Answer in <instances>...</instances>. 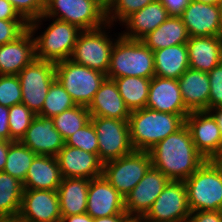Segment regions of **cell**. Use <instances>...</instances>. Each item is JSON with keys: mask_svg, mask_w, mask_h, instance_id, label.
<instances>
[{"mask_svg": "<svg viewBox=\"0 0 222 222\" xmlns=\"http://www.w3.org/2000/svg\"><path fill=\"white\" fill-rule=\"evenodd\" d=\"M149 153L152 167L174 181L186 180L206 161L195 148L185 124L152 147Z\"/></svg>", "mask_w": 222, "mask_h": 222, "instance_id": "cell-1", "label": "cell"}, {"mask_svg": "<svg viewBox=\"0 0 222 222\" xmlns=\"http://www.w3.org/2000/svg\"><path fill=\"white\" fill-rule=\"evenodd\" d=\"M130 142L136 151H149L161 140L175 133L184 124L179 114L142 108L131 111L128 119Z\"/></svg>", "mask_w": 222, "mask_h": 222, "instance_id": "cell-2", "label": "cell"}, {"mask_svg": "<svg viewBox=\"0 0 222 222\" xmlns=\"http://www.w3.org/2000/svg\"><path fill=\"white\" fill-rule=\"evenodd\" d=\"M45 18L68 22L82 31L107 24L106 10L95 0H45L43 15L28 24L33 35Z\"/></svg>", "mask_w": 222, "mask_h": 222, "instance_id": "cell-3", "label": "cell"}, {"mask_svg": "<svg viewBox=\"0 0 222 222\" xmlns=\"http://www.w3.org/2000/svg\"><path fill=\"white\" fill-rule=\"evenodd\" d=\"M118 36L114 40L107 78L136 76L152 79L155 76L153 51L141 40Z\"/></svg>", "mask_w": 222, "mask_h": 222, "instance_id": "cell-4", "label": "cell"}, {"mask_svg": "<svg viewBox=\"0 0 222 222\" xmlns=\"http://www.w3.org/2000/svg\"><path fill=\"white\" fill-rule=\"evenodd\" d=\"M184 183L191 212L222 211V174L211 160H206Z\"/></svg>", "mask_w": 222, "mask_h": 222, "instance_id": "cell-5", "label": "cell"}, {"mask_svg": "<svg viewBox=\"0 0 222 222\" xmlns=\"http://www.w3.org/2000/svg\"><path fill=\"white\" fill-rule=\"evenodd\" d=\"M56 79L76 105L88 107L107 75L70 59L55 63Z\"/></svg>", "mask_w": 222, "mask_h": 222, "instance_id": "cell-6", "label": "cell"}, {"mask_svg": "<svg viewBox=\"0 0 222 222\" xmlns=\"http://www.w3.org/2000/svg\"><path fill=\"white\" fill-rule=\"evenodd\" d=\"M110 26L111 24L107 23L97 29L81 31L69 59L76 64L107 75L111 52L115 44L112 41L114 39H110L104 29Z\"/></svg>", "mask_w": 222, "mask_h": 222, "instance_id": "cell-7", "label": "cell"}, {"mask_svg": "<svg viewBox=\"0 0 222 222\" xmlns=\"http://www.w3.org/2000/svg\"><path fill=\"white\" fill-rule=\"evenodd\" d=\"M81 31L75 25L53 18L44 33L34 37L36 58L53 63L69 59Z\"/></svg>", "mask_w": 222, "mask_h": 222, "instance_id": "cell-8", "label": "cell"}, {"mask_svg": "<svg viewBox=\"0 0 222 222\" xmlns=\"http://www.w3.org/2000/svg\"><path fill=\"white\" fill-rule=\"evenodd\" d=\"M152 166L149 151H136L103 163V176L124 197Z\"/></svg>", "mask_w": 222, "mask_h": 222, "instance_id": "cell-9", "label": "cell"}, {"mask_svg": "<svg viewBox=\"0 0 222 222\" xmlns=\"http://www.w3.org/2000/svg\"><path fill=\"white\" fill-rule=\"evenodd\" d=\"M18 77L21 103L37 115L42 110L50 85L56 79L55 63L35 58L18 73Z\"/></svg>", "mask_w": 222, "mask_h": 222, "instance_id": "cell-10", "label": "cell"}, {"mask_svg": "<svg viewBox=\"0 0 222 222\" xmlns=\"http://www.w3.org/2000/svg\"><path fill=\"white\" fill-rule=\"evenodd\" d=\"M98 139V156L105 163L134 151L130 142L128 120L91 117Z\"/></svg>", "mask_w": 222, "mask_h": 222, "instance_id": "cell-11", "label": "cell"}, {"mask_svg": "<svg viewBox=\"0 0 222 222\" xmlns=\"http://www.w3.org/2000/svg\"><path fill=\"white\" fill-rule=\"evenodd\" d=\"M190 212L184 181L170 180L139 222H187Z\"/></svg>", "mask_w": 222, "mask_h": 222, "instance_id": "cell-12", "label": "cell"}, {"mask_svg": "<svg viewBox=\"0 0 222 222\" xmlns=\"http://www.w3.org/2000/svg\"><path fill=\"white\" fill-rule=\"evenodd\" d=\"M170 179L152 166L125 198V211L139 222L149 211Z\"/></svg>", "mask_w": 222, "mask_h": 222, "instance_id": "cell-13", "label": "cell"}, {"mask_svg": "<svg viewBox=\"0 0 222 222\" xmlns=\"http://www.w3.org/2000/svg\"><path fill=\"white\" fill-rule=\"evenodd\" d=\"M195 148L211 160L222 150V135L213 115L209 111H192L185 118Z\"/></svg>", "mask_w": 222, "mask_h": 222, "instance_id": "cell-14", "label": "cell"}, {"mask_svg": "<svg viewBox=\"0 0 222 222\" xmlns=\"http://www.w3.org/2000/svg\"><path fill=\"white\" fill-rule=\"evenodd\" d=\"M18 217L25 222H61L57 191L24 189Z\"/></svg>", "mask_w": 222, "mask_h": 222, "instance_id": "cell-15", "label": "cell"}, {"mask_svg": "<svg viewBox=\"0 0 222 222\" xmlns=\"http://www.w3.org/2000/svg\"><path fill=\"white\" fill-rule=\"evenodd\" d=\"M179 16L190 37L222 36L219 5L191 0Z\"/></svg>", "mask_w": 222, "mask_h": 222, "instance_id": "cell-16", "label": "cell"}, {"mask_svg": "<svg viewBox=\"0 0 222 222\" xmlns=\"http://www.w3.org/2000/svg\"><path fill=\"white\" fill-rule=\"evenodd\" d=\"M62 178L93 179L102 176L103 162L97 154L65 145L56 155Z\"/></svg>", "mask_w": 222, "mask_h": 222, "instance_id": "cell-17", "label": "cell"}, {"mask_svg": "<svg viewBox=\"0 0 222 222\" xmlns=\"http://www.w3.org/2000/svg\"><path fill=\"white\" fill-rule=\"evenodd\" d=\"M125 211V198L102 175L90 180L87 210L92 218L121 214Z\"/></svg>", "mask_w": 222, "mask_h": 222, "instance_id": "cell-18", "label": "cell"}, {"mask_svg": "<svg viewBox=\"0 0 222 222\" xmlns=\"http://www.w3.org/2000/svg\"><path fill=\"white\" fill-rule=\"evenodd\" d=\"M37 155L56 157L65 141L52 118L36 115L20 141Z\"/></svg>", "mask_w": 222, "mask_h": 222, "instance_id": "cell-19", "label": "cell"}, {"mask_svg": "<svg viewBox=\"0 0 222 222\" xmlns=\"http://www.w3.org/2000/svg\"><path fill=\"white\" fill-rule=\"evenodd\" d=\"M146 108L164 113L179 114L184 119L190 113L185 107L178 81L158 76H154L150 81Z\"/></svg>", "mask_w": 222, "mask_h": 222, "instance_id": "cell-20", "label": "cell"}, {"mask_svg": "<svg viewBox=\"0 0 222 222\" xmlns=\"http://www.w3.org/2000/svg\"><path fill=\"white\" fill-rule=\"evenodd\" d=\"M35 58L34 36L28 28L16 40L0 46V75H18Z\"/></svg>", "mask_w": 222, "mask_h": 222, "instance_id": "cell-21", "label": "cell"}, {"mask_svg": "<svg viewBox=\"0 0 222 222\" xmlns=\"http://www.w3.org/2000/svg\"><path fill=\"white\" fill-rule=\"evenodd\" d=\"M170 17L169 12L160 0H154L141 10L128 16L122 23L126 25V32L120 35L126 39L141 40L148 33L154 31Z\"/></svg>", "mask_w": 222, "mask_h": 222, "instance_id": "cell-22", "label": "cell"}, {"mask_svg": "<svg viewBox=\"0 0 222 222\" xmlns=\"http://www.w3.org/2000/svg\"><path fill=\"white\" fill-rule=\"evenodd\" d=\"M91 117L128 120L131 114L114 80L106 78L87 107Z\"/></svg>", "mask_w": 222, "mask_h": 222, "instance_id": "cell-23", "label": "cell"}, {"mask_svg": "<svg viewBox=\"0 0 222 222\" xmlns=\"http://www.w3.org/2000/svg\"><path fill=\"white\" fill-rule=\"evenodd\" d=\"M185 107L190 111H208L210 83L208 72L188 68L177 80Z\"/></svg>", "mask_w": 222, "mask_h": 222, "instance_id": "cell-24", "label": "cell"}, {"mask_svg": "<svg viewBox=\"0 0 222 222\" xmlns=\"http://www.w3.org/2000/svg\"><path fill=\"white\" fill-rule=\"evenodd\" d=\"M189 68L209 72L222 62V36L190 37Z\"/></svg>", "mask_w": 222, "mask_h": 222, "instance_id": "cell-25", "label": "cell"}, {"mask_svg": "<svg viewBox=\"0 0 222 222\" xmlns=\"http://www.w3.org/2000/svg\"><path fill=\"white\" fill-rule=\"evenodd\" d=\"M62 179L56 157L37 155L27 171L23 187L57 191Z\"/></svg>", "mask_w": 222, "mask_h": 222, "instance_id": "cell-26", "label": "cell"}, {"mask_svg": "<svg viewBox=\"0 0 222 222\" xmlns=\"http://www.w3.org/2000/svg\"><path fill=\"white\" fill-rule=\"evenodd\" d=\"M89 183L85 178L62 179L57 189L61 216L86 213Z\"/></svg>", "mask_w": 222, "mask_h": 222, "instance_id": "cell-27", "label": "cell"}, {"mask_svg": "<svg viewBox=\"0 0 222 222\" xmlns=\"http://www.w3.org/2000/svg\"><path fill=\"white\" fill-rule=\"evenodd\" d=\"M155 76L178 80L189 68L186 44H178L153 51Z\"/></svg>", "mask_w": 222, "mask_h": 222, "instance_id": "cell-28", "label": "cell"}, {"mask_svg": "<svg viewBox=\"0 0 222 222\" xmlns=\"http://www.w3.org/2000/svg\"><path fill=\"white\" fill-rule=\"evenodd\" d=\"M190 36L180 16L170 15L154 31L148 33L141 41L152 51L169 46L186 44Z\"/></svg>", "mask_w": 222, "mask_h": 222, "instance_id": "cell-29", "label": "cell"}, {"mask_svg": "<svg viewBox=\"0 0 222 222\" xmlns=\"http://www.w3.org/2000/svg\"><path fill=\"white\" fill-rule=\"evenodd\" d=\"M130 111L146 107L151 79L126 76L113 79Z\"/></svg>", "mask_w": 222, "mask_h": 222, "instance_id": "cell-30", "label": "cell"}, {"mask_svg": "<svg viewBox=\"0 0 222 222\" xmlns=\"http://www.w3.org/2000/svg\"><path fill=\"white\" fill-rule=\"evenodd\" d=\"M23 183L8 173L0 172V218L19 215Z\"/></svg>", "mask_w": 222, "mask_h": 222, "instance_id": "cell-31", "label": "cell"}, {"mask_svg": "<svg viewBox=\"0 0 222 222\" xmlns=\"http://www.w3.org/2000/svg\"><path fill=\"white\" fill-rule=\"evenodd\" d=\"M36 156V153L20 141H9V149L3 171L23 183L27 171Z\"/></svg>", "mask_w": 222, "mask_h": 222, "instance_id": "cell-32", "label": "cell"}, {"mask_svg": "<svg viewBox=\"0 0 222 222\" xmlns=\"http://www.w3.org/2000/svg\"><path fill=\"white\" fill-rule=\"evenodd\" d=\"M55 129L61 134L65 141L78 129L84 127L91 119V115L86 106L76 105L63 111L53 118Z\"/></svg>", "mask_w": 222, "mask_h": 222, "instance_id": "cell-33", "label": "cell"}, {"mask_svg": "<svg viewBox=\"0 0 222 222\" xmlns=\"http://www.w3.org/2000/svg\"><path fill=\"white\" fill-rule=\"evenodd\" d=\"M76 106L69 93L61 83L55 79L50 85L42 110L37 114L46 118H53L65 110Z\"/></svg>", "mask_w": 222, "mask_h": 222, "instance_id": "cell-34", "label": "cell"}, {"mask_svg": "<svg viewBox=\"0 0 222 222\" xmlns=\"http://www.w3.org/2000/svg\"><path fill=\"white\" fill-rule=\"evenodd\" d=\"M35 116L23 103L11 106L8 118L10 141H21Z\"/></svg>", "mask_w": 222, "mask_h": 222, "instance_id": "cell-35", "label": "cell"}, {"mask_svg": "<svg viewBox=\"0 0 222 222\" xmlns=\"http://www.w3.org/2000/svg\"><path fill=\"white\" fill-rule=\"evenodd\" d=\"M152 1L154 0H113L106 10L107 23L111 25H114V21L122 23L128 16L141 10Z\"/></svg>", "mask_w": 222, "mask_h": 222, "instance_id": "cell-36", "label": "cell"}, {"mask_svg": "<svg viewBox=\"0 0 222 222\" xmlns=\"http://www.w3.org/2000/svg\"><path fill=\"white\" fill-rule=\"evenodd\" d=\"M65 145L98 155V139L91 120L65 140Z\"/></svg>", "mask_w": 222, "mask_h": 222, "instance_id": "cell-37", "label": "cell"}, {"mask_svg": "<svg viewBox=\"0 0 222 222\" xmlns=\"http://www.w3.org/2000/svg\"><path fill=\"white\" fill-rule=\"evenodd\" d=\"M22 101L18 75H0V105L10 108Z\"/></svg>", "mask_w": 222, "mask_h": 222, "instance_id": "cell-38", "label": "cell"}, {"mask_svg": "<svg viewBox=\"0 0 222 222\" xmlns=\"http://www.w3.org/2000/svg\"><path fill=\"white\" fill-rule=\"evenodd\" d=\"M18 14L29 24L41 17L45 9V0H8Z\"/></svg>", "mask_w": 222, "mask_h": 222, "instance_id": "cell-39", "label": "cell"}, {"mask_svg": "<svg viewBox=\"0 0 222 222\" xmlns=\"http://www.w3.org/2000/svg\"><path fill=\"white\" fill-rule=\"evenodd\" d=\"M210 94L208 111L222 107V62L208 72Z\"/></svg>", "mask_w": 222, "mask_h": 222, "instance_id": "cell-40", "label": "cell"}, {"mask_svg": "<svg viewBox=\"0 0 222 222\" xmlns=\"http://www.w3.org/2000/svg\"><path fill=\"white\" fill-rule=\"evenodd\" d=\"M27 29L25 20H0V46L16 40Z\"/></svg>", "mask_w": 222, "mask_h": 222, "instance_id": "cell-41", "label": "cell"}, {"mask_svg": "<svg viewBox=\"0 0 222 222\" xmlns=\"http://www.w3.org/2000/svg\"><path fill=\"white\" fill-rule=\"evenodd\" d=\"M187 222H222V211L190 212Z\"/></svg>", "mask_w": 222, "mask_h": 222, "instance_id": "cell-42", "label": "cell"}, {"mask_svg": "<svg viewBox=\"0 0 222 222\" xmlns=\"http://www.w3.org/2000/svg\"><path fill=\"white\" fill-rule=\"evenodd\" d=\"M0 20H24L11 2L8 0H0Z\"/></svg>", "mask_w": 222, "mask_h": 222, "instance_id": "cell-43", "label": "cell"}, {"mask_svg": "<svg viewBox=\"0 0 222 222\" xmlns=\"http://www.w3.org/2000/svg\"><path fill=\"white\" fill-rule=\"evenodd\" d=\"M170 15L179 16L191 0H160Z\"/></svg>", "mask_w": 222, "mask_h": 222, "instance_id": "cell-44", "label": "cell"}, {"mask_svg": "<svg viewBox=\"0 0 222 222\" xmlns=\"http://www.w3.org/2000/svg\"><path fill=\"white\" fill-rule=\"evenodd\" d=\"M9 108L0 105V137L3 140L10 141V129L8 124Z\"/></svg>", "mask_w": 222, "mask_h": 222, "instance_id": "cell-45", "label": "cell"}, {"mask_svg": "<svg viewBox=\"0 0 222 222\" xmlns=\"http://www.w3.org/2000/svg\"><path fill=\"white\" fill-rule=\"evenodd\" d=\"M93 222H135L127 212L121 214L106 216L100 218H93Z\"/></svg>", "mask_w": 222, "mask_h": 222, "instance_id": "cell-46", "label": "cell"}, {"mask_svg": "<svg viewBox=\"0 0 222 222\" xmlns=\"http://www.w3.org/2000/svg\"><path fill=\"white\" fill-rule=\"evenodd\" d=\"M61 222H93V218L88 213H84L71 216H62Z\"/></svg>", "mask_w": 222, "mask_h": 222, "instance_id": "cell-47", "label": "cell"}, {"mask_svg": "<svg viewBox=\"0 0 222 222\" xmlns=\"http://www.w3.org/2000/svg\"><path fill=\"white\" fill-rule=\"evenodd\" d=\"M9 149V141L3 140L0 143V172L3 171Z\"/></svg>", "mask_w": 222, "mask_h": 222, "instance_id": "cell-48", "label": "cell"}, {"mask_svg": "<svg viewBox=\"0 0 222 222\" xmlns=\"http://www.w3.org/2000/svg\"><path fill=\"white\" fill-rule=\"evenodd\" d=\"M215 113H214V112ZM209 112L213 115V117L215 118L217 125L219 126V129L221 131V135H222V107H217V108H213L211 110H209ZM213 112V113H212Z\"/></svg>", "mask_w": 222, "mask_h": 222, "instance_id": "cell-49", "label": "cell"}, {"mask_svg": "<svg viewBox=\"0 0 222 222\" xmlns=\"http://www.w3.org/2000/svg\"><path fill=\"white\" fill-rule=\"evenodd\" d=\"M211 161L215 164V166L220 170L222 174V150L216 154Z\"/></svg>", "mask_w": 222, "mask_h": 222, "instance_id": "cell-50", "label": "cell"}, {"mask_svg": "<svg viewBox=\"0 0 222 222\" xmlns=\"http://www.w3.org/2000/svg\"><path fill=\"white\" fill-rule=\"evenodd\" d=\"M0 222H25L22 219H20L18 216L16 217H4L0 218Z\"/></svg>", "mask_w": 222, "mask_h": 222, "instance_id": "cell-51", "label": "cell"}, {"mask_svg": "<svg viewBox=\"0 0 222 222\" xmlns=\"http://www.w3.org/2000/svg\"><path fill=\"white\" fill-rule=\"evenodd\" d=\"M99 5H101L105 10H107L112 4L113 0H95Z\"/></svg>", "mask_w": 222, "mask_h": 222, "instance_id": "cell-52", "label": "cell"}, {"mask_svg": "<svg viewBox=\"0 0 222 222\" xmlns=\"http://www.w3.org/2000/svg\"><path fill=\"white\" fill-rule=\"evenodd\" d=\"M204 4L219 5L222 0H195Z\"/></svg>", "mask_w": 222, "mask_h": 222, "instance_id": "cell-53", "label": "cell"}, {"mask_svg": "<svg viewBox=\"0 0 222 222\" xmlns=\"http://www.w3.org/2000/svg\"><path fill=\"white\" fill-rule=\"evenodd\" d=\"M220 14H221V24H222V1L219 4Z\"/></svg>", "mask_w": 222, "mask_h": 222, "instance_id": "cell-54", "label": "cell"}]
</instances>
